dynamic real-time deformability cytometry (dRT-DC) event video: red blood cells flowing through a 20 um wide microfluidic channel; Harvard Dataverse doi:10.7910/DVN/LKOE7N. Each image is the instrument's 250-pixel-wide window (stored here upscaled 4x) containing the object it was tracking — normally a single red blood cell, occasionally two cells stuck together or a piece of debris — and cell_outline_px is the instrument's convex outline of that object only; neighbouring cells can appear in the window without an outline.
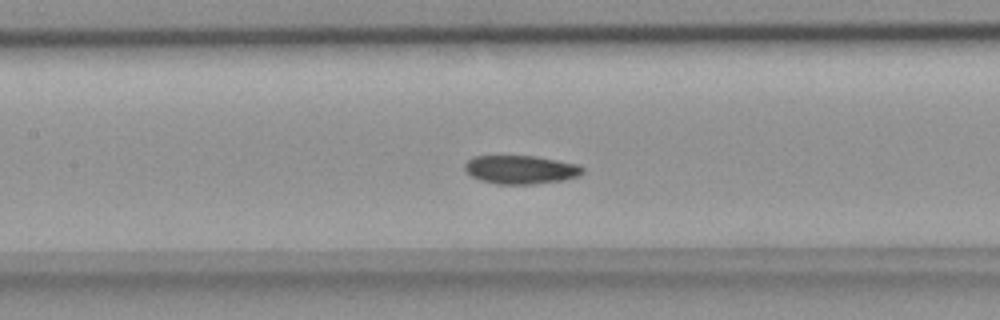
{"species": "common noctule bat (a hibernating species)", "species_latin": "Nyctalus noctula", "temperature_condition": "room temperature", "stored_images_in_passage": 41, "camera_frame_rate_fps": 3000, "um_per_image_px": 0.085, "animal": {"sex": "female", "body_mass_g": 18.4}, "frame": {"image": 1, "passage_image": 12, "time_ms": 3.667, "image_size_px": [1000, 320], "cell_outline_px": [[584, 172], [580, 176], [564, 180], [532, 184], [496, 184], [480, 180], [472, 176], [464, 168], [464, 164], [472, 156], [532, 156], [556, 160], [576, 164], [584, 168]], "centroid_in_image_um": [44.26, 14.42], "position_along_channel_um": 163.1, "area_um2": 19.54}}
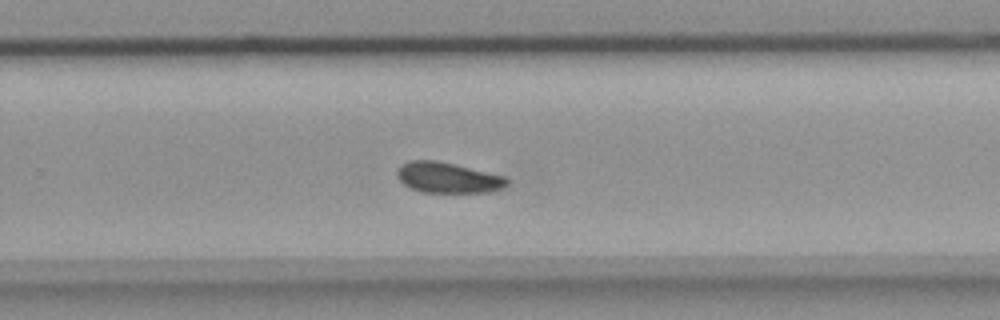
{"frame": {"image": 2, "passage_image": 22, "time_ms": 7.0, "image_size_px": [1000, 320], "cell_outline_px": [[508, 184], [504, 188], [488, 192], [424, 192], [412, 188], [404, 184], [396, 176], [396, 168], [400, 164], [408, 160], [436, 160], [504, 176], [508, 180]], "centroid_in_image_um": [38.03, 15.09], "position_along_channel_um": 291.8, "area_um2": 19.54}}
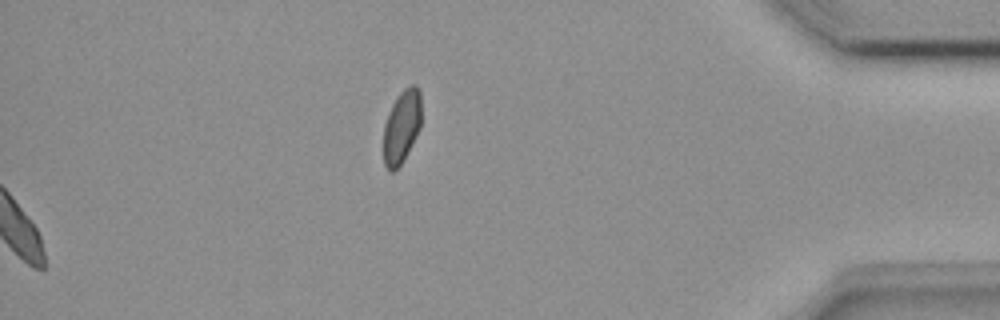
{"frame": {"image": 3, "passage_image": 41, "time_ms": 13.333, "image_size_px": [1000, 320], "cell_outline_px": [[420, 128], [404, 160], [392, 172], [384, 164], [384, 124], [388, 112], [396, 96], [404, 88], [412, 84], [416, 84], [420, 92]], "centroid_in_image_um": [34.14, 10.72], "position_along_channel_um": 401.1, "area_um2": 16.07}, "authors_computed_cell_mechanics": {"area_um2": 19.652, "velocity_mm_per_s": 3.8643, "shape_relaxation_time_tau1_ms": 5.539, "shape_relaxation_time_tau2_ms": null, "deformation_change_tau1": 0.0835, "deformation_change_tau2": null}}